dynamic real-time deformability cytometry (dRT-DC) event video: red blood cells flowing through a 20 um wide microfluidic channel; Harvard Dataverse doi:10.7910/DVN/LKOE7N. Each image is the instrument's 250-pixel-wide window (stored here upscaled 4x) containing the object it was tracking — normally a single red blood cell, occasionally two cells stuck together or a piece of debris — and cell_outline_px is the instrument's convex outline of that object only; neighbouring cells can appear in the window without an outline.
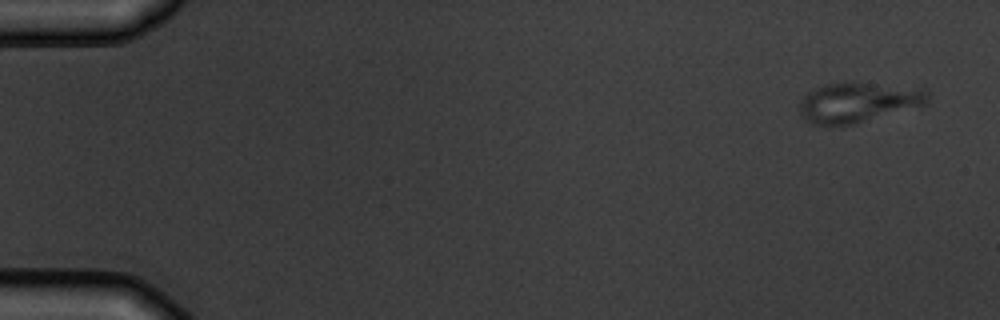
{"species": "common noctule bat (a hibernating species)", "species_latin": "Nyctalus noctula", "temperature_condition": "warm", "stored_images_in_passage": 5, "camera_frame_rate_fps": 3000, "um_per_image_px": 0.085, "animal": {"sex": "male", "body_mass_g": 19.5, "forearm_length_mm": 54.6}, "frame": {"image": 1, "passage_image": 1, "time_ms": 0.0, "image_size_px": [1000, 320], "cell_outline_px": [[928, 104], [856, 124], [812, 124], [804, 120], [800, 112], [800, 100], [808, 92], [824, 84], [856, 80], [920, 88], [928, 92]], "centroid_in_image_um": [72.96, 8.66], "position_along_channel_um": 12.0, "area_um2": 30.4}}